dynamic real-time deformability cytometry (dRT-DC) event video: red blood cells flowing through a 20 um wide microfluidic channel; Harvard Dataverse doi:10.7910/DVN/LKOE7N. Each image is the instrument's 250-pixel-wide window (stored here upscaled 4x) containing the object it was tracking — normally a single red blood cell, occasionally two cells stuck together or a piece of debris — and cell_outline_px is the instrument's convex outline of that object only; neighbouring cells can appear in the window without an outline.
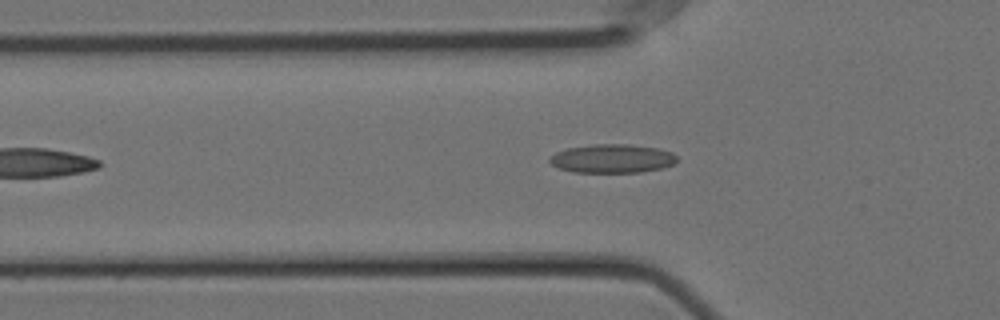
{"species": "Egyptian fruit bat (a non-hibernating species)", "species_latin": "Rousettus aegyptiacus", "temperature_condition": "cold", "stored_images_in_passage": 22, "camera_frame_rate_fps": 3000, "um_per_image_px": 0.085, "animal": {"sex": "female"}, "frame": {"image": 1, "passage_image": 10, "time_ms": 3.0, "image_size_px": [1000, 320], "cell_outline_px": [[676, 164], [660, 168], [640, 172], [572, 172], [560, 168], [552, 164], [548, 160], [556, 152], [568, 148], [592, 144], [628, 144], [656, 148], [672, 152], [676, 156]], "centroid_in_image_um": [52.05, 13.47], "position_along_channel_um": 73.8, "area_um2": 21.15}}
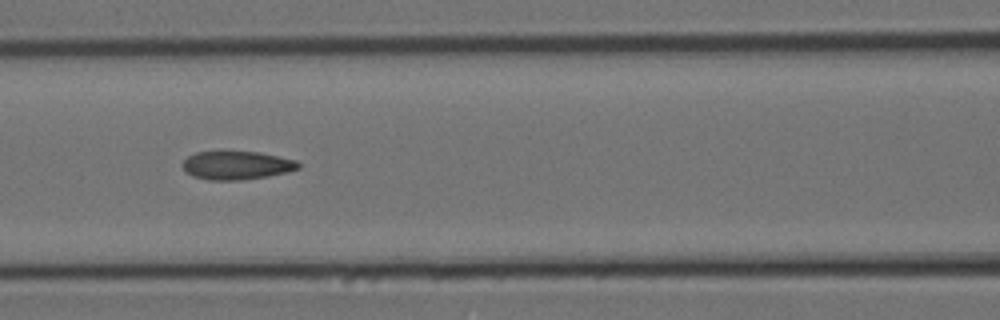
{"frame": {"image": 2, "passage_image": 16, "time_ms": 5.0, "image_size_px": [1000, 320], "cell_outline_px": [[300, 168], [288, 172], [268, 176], [240, 180], [208, 180], [192, 176], [180, 164], [188, 156], [196, 152], [260, 152], [296, 160], [300, 164]], "centroid_in_image_um": [20.13, 14.06], "position_along_channel_um": 146.5, "area_um2": 19.13}}
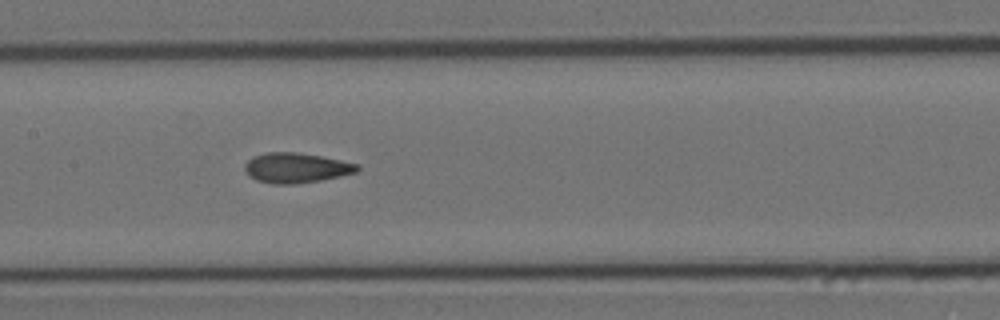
{"frame": {"image": 3, "passage_image": 19, "time_ms": 6.0, "image_size_px": [1000, 320], "cell_outline_px": [[360, 168], [356, 172], [340, 176], [320, 180], [296, 184], [272, 184], [256, 180], [248, 176], [244, 168], [244, 164], [252, 156], [268, 152], [296, 152], [320, 156], [360, 164]], "centroid_in_image_um": [25.14, 14.27], "position_along_channel_um": 182.3, "area_um2": 19.77}}